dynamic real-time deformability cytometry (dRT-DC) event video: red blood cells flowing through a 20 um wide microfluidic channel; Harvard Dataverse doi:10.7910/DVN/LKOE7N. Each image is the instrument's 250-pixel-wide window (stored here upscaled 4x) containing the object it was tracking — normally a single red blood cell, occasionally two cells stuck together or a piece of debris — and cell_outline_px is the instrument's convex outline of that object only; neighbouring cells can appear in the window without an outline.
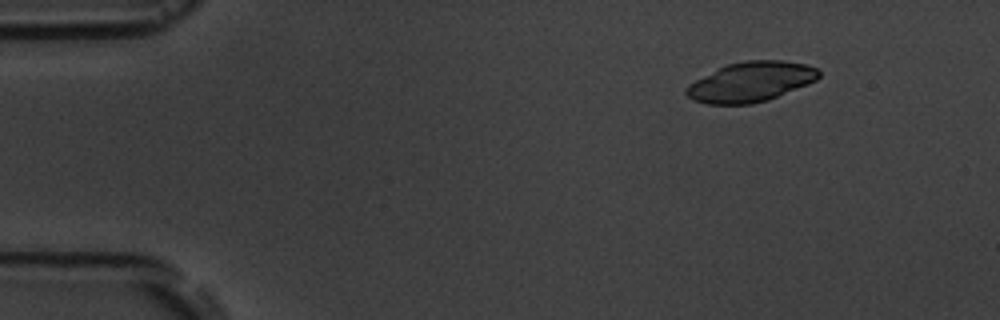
{"species": "common noctule bat (a hibernating species)", "species_latin": "Nyctalus noctula", "temperature_condition": "room temperature", "stored_images_in_passage": 8, "camera_frame_rate_fps": 3000, "um_per_image_px": 0.085, "animal": {"sex": "male", "body_mass_g": 19.5, "forearm_length_mm": 54.6}, "frame": {"image": 1, "passage_image": 2, "time_ms": 1.333, "image_size_px": [1000, 320], "cell_outline_px": [[820, 76], [816, 80], [808, 84], [768, 100], [752, 104], [708, 104], [692, 100], [684, 92], [684, 88], [688, 84], [728, 64], [744, 60], [780, 60], [808, 64], [816, 68], [820, 72]], "centroid_in_image_um": [63.83, 6.96], "position_along_channel_um": 21.2, "area_um2": 30.75}}